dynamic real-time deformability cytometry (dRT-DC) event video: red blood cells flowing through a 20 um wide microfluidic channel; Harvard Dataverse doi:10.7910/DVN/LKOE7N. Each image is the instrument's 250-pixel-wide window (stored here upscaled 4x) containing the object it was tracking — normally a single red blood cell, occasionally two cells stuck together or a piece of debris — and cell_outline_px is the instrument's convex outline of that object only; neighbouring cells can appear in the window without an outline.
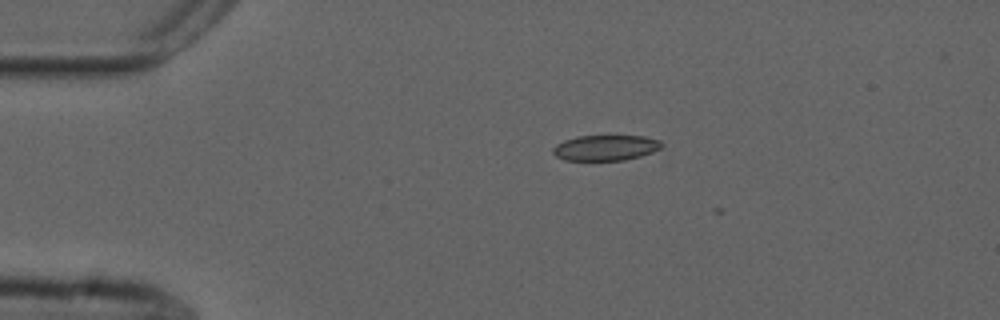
{"species": "common noctule bat (a hibernating species)", "species_latin": "Nyctalus noctula", "temperature_condition": "cold", "stored_images_in_passage": 2, "camera_frame_rate_fps": 3000, "um_per_image_px": 0.085, "animal": {"sex": "male", "forearm_length_mm": 52.5}, "frame": {"image": 1, "passage_image": 1, "time_ms": 0.0, "image_size_px": [1000, 320], "cell_outline_px": [[664, 144], [660, 148], [652, 152], [640, 156], [624, 160], [564, 160], [556, 156], [552, 152], [552, 148], [556, 144], [564, 140], [576, 136], [644, 136], [660, 140]], "centroid_in_image_um": [51.46, 12.55], "position_along_channel_um": 33.5, "area_um2": 16.18}}